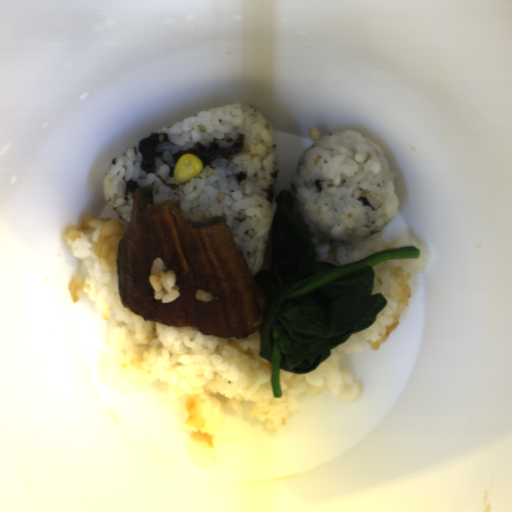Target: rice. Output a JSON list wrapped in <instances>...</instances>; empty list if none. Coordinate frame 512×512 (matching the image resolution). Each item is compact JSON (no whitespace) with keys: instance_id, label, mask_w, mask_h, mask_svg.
Returning a JSON list of instances; mask_svg holds the SVG:
<instances>
[{"instance_id":"rice-1","label":"rice","mask_w":512,"mask_h":512,"mask_svg":"<svg viewBox=\"0 0 512 512\" xmlns=\"http://www.w3.org/2000/svg\"><path fill=\"white\" fill-rule=\"evenodd\" d=\"M116 219L86 215L81 227H68L63 234L72 257L81 260L77 274L68 283L73 303L85 294L105 320L109 347L119 353L120 374L144 386L166 382L168 396L176 403L175 416L186 434V453L196 468L204 470L217 460L215 439L224 427L227 412L257 419L268 437L300 411L305 395H334L355 404L362 396L361 383L341 366L340 357L366 349L377 351L399 327L412 299L410 278L421 273L430 258L428 246L420 245L408 232L394 242L380 231L331 250L317 237L310 238L316 261L351 264L381 251L415 247L419 259H397L373 266L372 295L381 293L386 305L368 328L352 333L309 374L279 370L281 398H274L271 363L260 355L258 329L247 338L204 335L193 327L166 326L123 307L117 269L118 251L127 233Z\"/></svg>"},{"instance_id":"rice-2","label":"rice","mask_w":512,"mask_h":512,"mask_svg":"<svg viewBox=\"0 0 512 512\" xmlns=\"http://www.w3.org/2000/svg\"><path fill=\"white\" fill-rule=\"evenodd\" d=\"M197 156L202 172L187 183L173 180L177 159ZM152 188L154 205L176 199L190 220L225 217L242 249L251 280L261 270L277 202L274 129L251 103L200 111L166 126L113 159L103 194L129 226L133 193Z\"/></svg>"},{"instance_id":"rice-3","label":"rice","mask_w":512,"mask_h":512,"mask_svg":"<svg viewBox=\"0 0 512 512\" xmlns=\"http://www.w3.org/2000/svg\"><path fill=\"white\" fill-rule=\"evenodd\" d=\"M290 194L311 237L328 245H349L382 232L400 204L380 146L348 129L302 151Z\"/></svg>"},{"instance_id":"rice-4","label":"rice","mask_w":512,"mask_h":512,"mask_svg":"<svg viewBox=\"0 0 512 512\" xmlns=\"http://www.w3.org/2000/svg\"><path fill=\"white\" fill-rule=\"evenodd\" d=\"M148 281L153 289L155 300L170 303L180 296L179 285H176V275L166 267L160 257H156L149 271Z\"/></svg>"},{"instance_id":"rice-5","label":"rice","mask_w":512,"mask_h":512,"mask_svg":"<svg viewBox=\"0 0 512 512\" xmlns=\"http://www.w3.org/2000/svg\"><path fill=\"white\" fill-rule=\"evenodd\" d=\"M251 281H252V285H253L254 292L256 295L259 310L263 314L266 309V306H267L264 292H263L262 288L259 286V284L256 282L255 278L251 279Z\"/></svg>"}]
</instances>
